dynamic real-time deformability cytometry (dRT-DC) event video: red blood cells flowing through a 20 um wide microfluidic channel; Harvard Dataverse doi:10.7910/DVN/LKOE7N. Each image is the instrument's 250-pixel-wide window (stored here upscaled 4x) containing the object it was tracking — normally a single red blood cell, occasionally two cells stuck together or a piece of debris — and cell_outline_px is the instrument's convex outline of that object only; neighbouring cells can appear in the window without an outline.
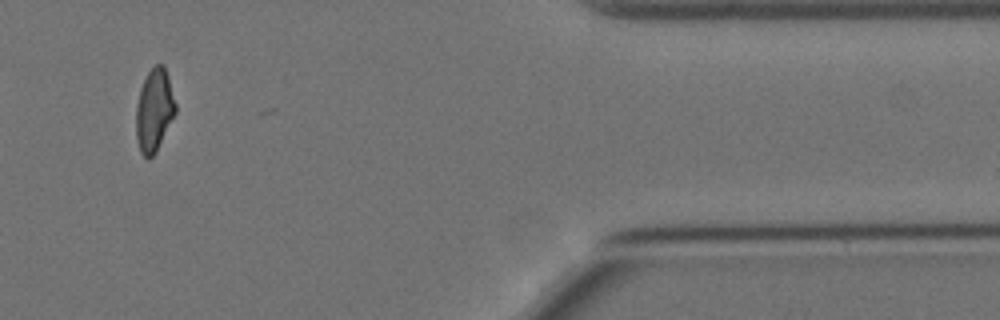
{"species": "Egyptian fruit bat (a non-hibernating species)", "species_latin": "Rousettus aegyptiacus", "temperature_condition": "cold", "stored_images_in_passage": 16, "camera_frame_rate_fps": 3000, "um_per_image_px": 0.085, "animal": {"sex": "female"}, "frame": {"image": 1, "passage_image": 14, "time_ms": 15.667, "image_size_px": [1000, 320], "cell_outline_px": [[176, 112], [156, 152], [148, 160], [140, 152], [136, 140], [136, 104], [140, 88], [148, 72], [156, 64], [164, 64], [168, 76], [176, 104]], "centroid_in_image_um": [13.1, 9.38], "position_along_channel_um": 398.3, "area_um2": 19.07}}